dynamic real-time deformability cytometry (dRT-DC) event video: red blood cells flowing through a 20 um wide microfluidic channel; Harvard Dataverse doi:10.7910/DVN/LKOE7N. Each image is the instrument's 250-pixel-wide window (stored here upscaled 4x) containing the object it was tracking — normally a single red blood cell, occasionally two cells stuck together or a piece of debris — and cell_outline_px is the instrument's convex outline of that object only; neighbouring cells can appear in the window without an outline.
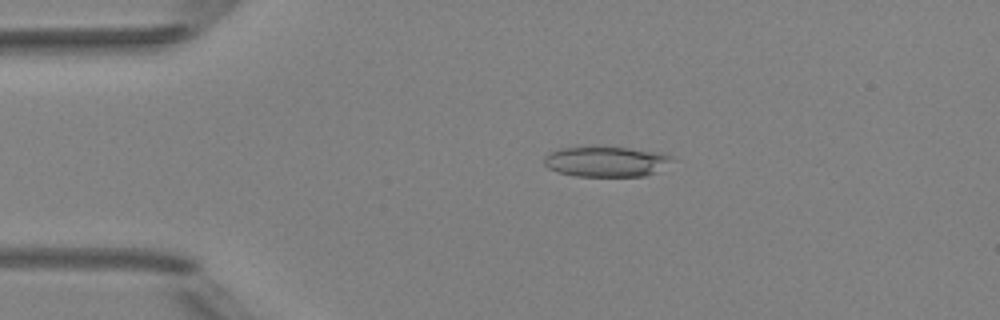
{"species": "Egyptian fruit bat (a non-hibernating species)", "species_latin": "Rousettus aegyptiacus", "temperature_condition": "room temperature", "stored_images_in_passage": 2, "camera_frame_rate_fps": 3000, "um_per_image_px": 0.085, "animal": {"sex": "female"}, "frame": {"image": 1, "passage_image": 1, "time_ms": 0.0, "image_size_px": [1000, 320], "cell_outline_px": [[672, 156], [656, 172], [644, 176], [576, 176], [556, 172], [548, 168], [544, 164], [544, 156], [548, 152], [560, 148], [600, 144], [664, 152]], "centroid_in_image_um": [51.43, 13.68], "position_along_channel_um": 33.6, "area_um2": 23.29}}